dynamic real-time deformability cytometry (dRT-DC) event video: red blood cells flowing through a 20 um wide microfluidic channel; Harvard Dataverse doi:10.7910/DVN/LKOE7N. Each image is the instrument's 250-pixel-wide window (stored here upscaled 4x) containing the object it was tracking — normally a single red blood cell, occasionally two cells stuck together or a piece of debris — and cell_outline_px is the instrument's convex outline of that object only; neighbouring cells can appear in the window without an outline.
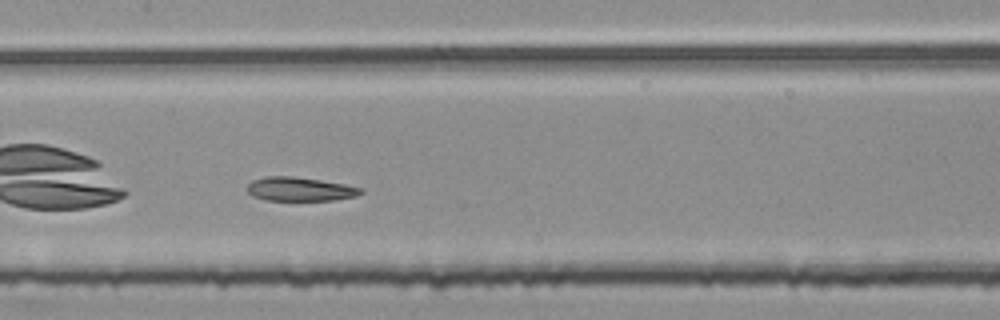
{"species": "common noctule bat (a hibernating species)", "species_latin": "Nyctalus noctula", "temperature_condition": "room temperature", "stored_images_in_passage": 34, "camera_frame_rate_fps": 3000, "um_per_image_px": 0.085, "animal": {"sex": "female", "body_mass_g": 25.1}, "frame": {"image": 1, "passage_image": 10, "time_ms": 3.0, "image_size_px": [1000, 320], "cell_outline_px": [[364, 192], [356, 196], [332, 200], [264, 200], [252, 196], [248, 192], [248, 184], [252, 180], [264, 176], [292, 176], [320, 180], [344, 184], [364, 188]], "centroid_in_image_um": [25.49, 16.07], "position_along_channel_um": 181.9, "area_um2": 15.84}}
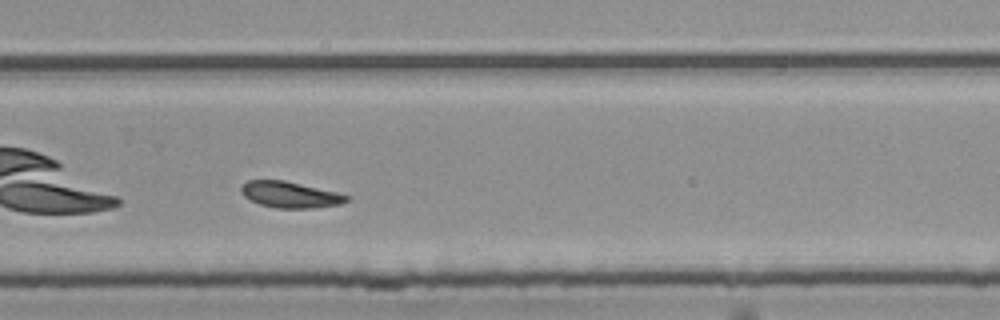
{"frame": {"image": 2, "passage_image": 20, "time_ms": 6.333, "image_size_px": [1000, 320], "cell_outline_px": [[348, 200], [340, 204], [312, 208], [276, 208], [260, 204], [244, 196], [240, 192], [240, 188], [248, 180], [284, 180], [336, 192], [348, 196]], "centroid_in_image_um": [24.63, 16.54], "position_along_channel_um": 305.2, "area_um2": 15.84}, "authors_computed_cell_mechanics": {"area_um2": 16.3863, "velocity_mm_per_s": 3.7204, "shape_relaxation_time_tau1_ms": null, "shape_relaxation_time_tau2_ms": 2.8344, "deformation_change_tau1": null, "deformation_change_tau2": 0.0869}}